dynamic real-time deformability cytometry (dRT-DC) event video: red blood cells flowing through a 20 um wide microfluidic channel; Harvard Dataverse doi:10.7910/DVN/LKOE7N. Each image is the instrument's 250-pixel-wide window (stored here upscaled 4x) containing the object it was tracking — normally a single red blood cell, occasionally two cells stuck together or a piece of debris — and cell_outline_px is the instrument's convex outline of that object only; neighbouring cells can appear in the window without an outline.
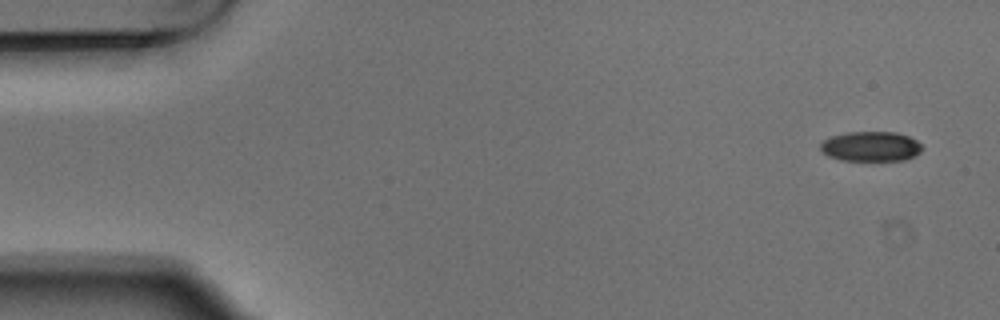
{"species": "Egyptian fruit bat (a non-hibernating species)", "species_latin": "Rousettus aegyptiacus", "temperature_condition": "warm", "stored_images_in_passage": 5, "camera_frame_rate_fps": 3000, "um_per_image_px": 0.085, "animal": {"sex": "male"}, "frame": {"image": 1, "passage_image": 1, "time_ms": 0.0, "image_size_px": [1000, 320], "cell_outline_px": [[924, 148], [916, 156], [904, 160], [840, 160], [828, 156], [820, 148], [820, 144], [824, 140], [832, 136], [848, 132], [896, 132], [908, 136], [916, 140]], "centroid_in_image_um": [74.05, 12.45], "position_along_channel_um": 11.0, "area_um2": 17.69}}
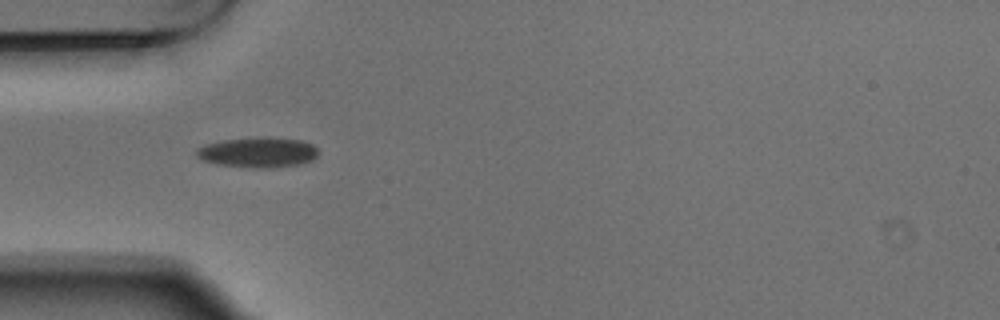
{"frame": {"image": 2, "passage_image": 4, "time_ms": 1.0, "image_size_px": [1000, 320], "cell_outline_px": [[316, 156], [312, 160], [300, 164], [276, 168], [252, 168], [216, 164], [200, 160], [196, 156], [196, 148], [204, 144], [220, 140], [268, 136], [304, 140], [312, 144], [316, 148]], "centroid_in_image_um": [21.89, 12.94], "position_along_channel_um": 63.1, "area_um2": 21.96}}
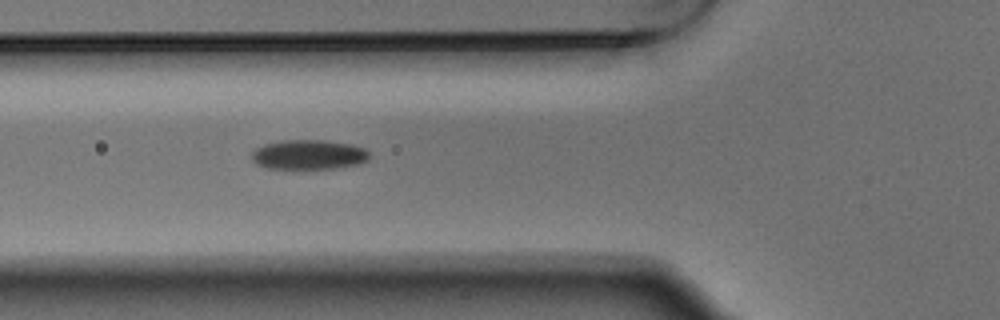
{"frame": {"image": 3, "passage_image": 5, "time_ms": 1.333, "image_size_px": [1000, 320], "cell_outline_px": [[368, 160], [360, 164], [340, 168], [300, 172], [264, 168], [256, 164], [252, 160], [252, 152], [256, 148], [264, 144], [280, 140], [324, 140], [352, 144], [364, 148], [368, 152]], "centroid_in_image_um": [26.2, 13.2], "position_along_channel_um": 99.6, "area_um2": 21.56}}